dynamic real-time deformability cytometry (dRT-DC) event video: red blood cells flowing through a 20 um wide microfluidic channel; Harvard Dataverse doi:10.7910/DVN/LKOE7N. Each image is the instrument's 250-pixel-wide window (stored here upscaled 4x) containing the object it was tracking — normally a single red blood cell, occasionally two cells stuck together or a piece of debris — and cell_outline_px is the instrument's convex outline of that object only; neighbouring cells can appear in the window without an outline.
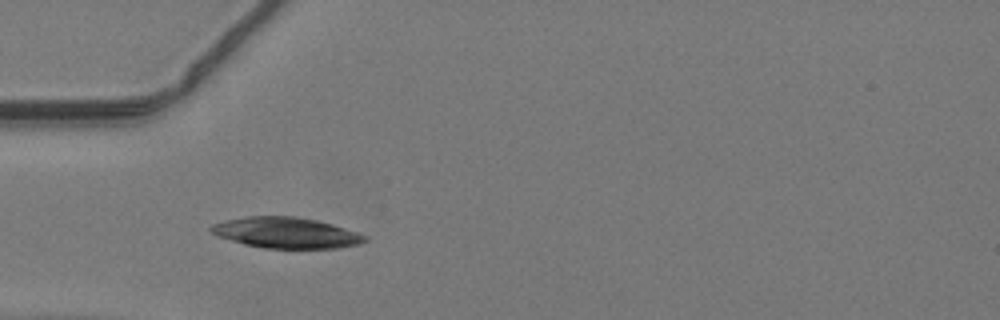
{"species": "common noctule bat (a hibernating species)", "species_latin": "Nyctalus noctula", "temperature_condition": "warm", "stored_images_in_passage": 36, "camera_frame_rate_fps": 3000, "um_per_image_px": 0.085, "animal": {"sex": "male", "body_mass_g": 19.2, "forearm_length_mm": 51.8}, "frame": {"image": 1, "passage_image": 4, "time_ms": 1.0, "image_size_px": [1000, 320], "cell_outline_px": [[368, 240], [360, 244], [336, 248], [264, 248], [244, 244], [216, 236], [208, 228], [212, 224], [224, 220], [248, 216], [292, 216], [316, 220], [332, 224], [368, 236]], "centroid_in_image_um": [24.3, 19.78], "position_along_channel_um": 60.7, "area_um2": 27.63}}
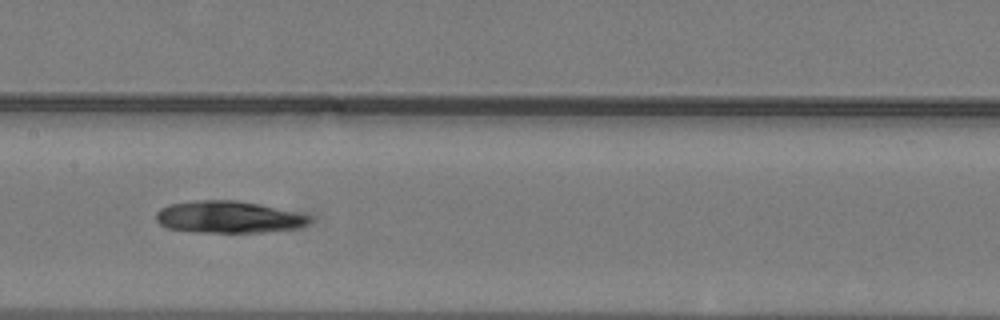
{"frame": {"image": 2, "passage_image": 13, "time_ms": 4.0, "image_size_px": [1000, 320], "cell_outline_px": [[312, 220], [308, 224], [300, 228], [264, 232], [192, 232], [168, 228], [160, 224], [156, 220], [156, 212], [160, 208], [168, 204], [196, 200], [236, 200], [260, 204], [312, 216]], "centroid_in_image_um": [19.42, 18.45], "position_along_channel_um": 188.0, "area_um2": 28.78}}
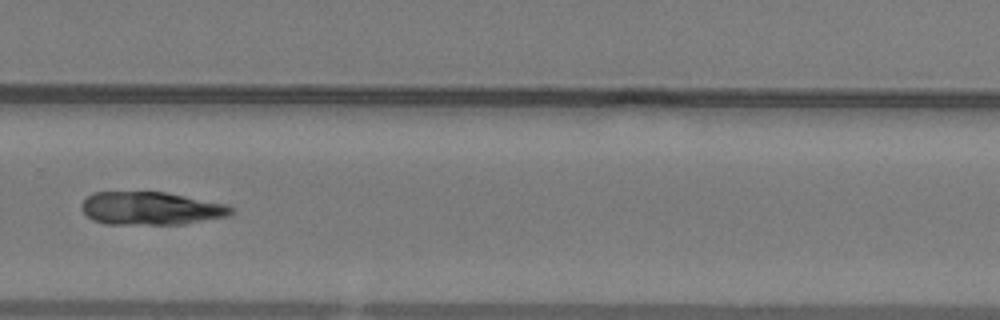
{"frame": {"image": 3, "passage_image": 22, "time_ms": 7.0, "image_size_px": [1000, 320], "cell_outline_px": [[232, 212], [228, 216], [184, 224], [104, 224], [92, 220], [80, 208], [80, 204], [92, 192], [164, 192], [228, 204], [232, 208]], "centroid_in_image_um": [12.8, 17.71], "position_along_channel_um": 317.0, "area_um2": 28.84}}